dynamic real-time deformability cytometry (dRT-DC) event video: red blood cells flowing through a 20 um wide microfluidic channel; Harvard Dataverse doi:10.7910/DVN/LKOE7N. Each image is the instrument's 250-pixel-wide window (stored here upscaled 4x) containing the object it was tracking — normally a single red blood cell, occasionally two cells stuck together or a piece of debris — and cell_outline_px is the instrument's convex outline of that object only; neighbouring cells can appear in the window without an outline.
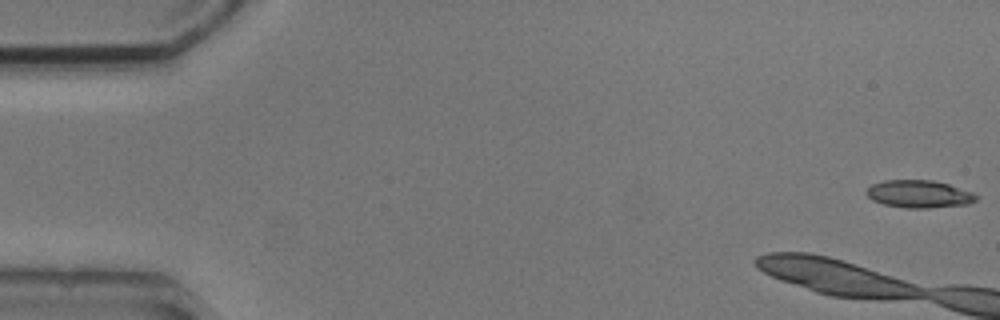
{"species": "common noctule bat (a hibernating species)", "species_latin": "Nyctalus noctula", "temperature_condition": "cold", "stored_images_in_passage": 4, "camera_frame_rate_fps": 3000, "um_per_image_px": 0.085, "animal": {"sex": "male", "body_mass_g": 20.5, "forearm_length_mm": 52.5}, "frame": {"image": 1, "passage_image": 1, "time_ms": 0.0, "image_size_px": [1000, 320], "cell_outline_px": [[980, 196], [976, 200], [968, 204], [928, 208], [904, 208], [884, 204], [872, 200], [864, 192], [872, 184], [884, 180], [932, 180], [948, 184], [972, 192]], "centroid_in_image_um": [78.11, 16.49], "position_along_channel_um": 6.9, "area_um2": 17.69}}